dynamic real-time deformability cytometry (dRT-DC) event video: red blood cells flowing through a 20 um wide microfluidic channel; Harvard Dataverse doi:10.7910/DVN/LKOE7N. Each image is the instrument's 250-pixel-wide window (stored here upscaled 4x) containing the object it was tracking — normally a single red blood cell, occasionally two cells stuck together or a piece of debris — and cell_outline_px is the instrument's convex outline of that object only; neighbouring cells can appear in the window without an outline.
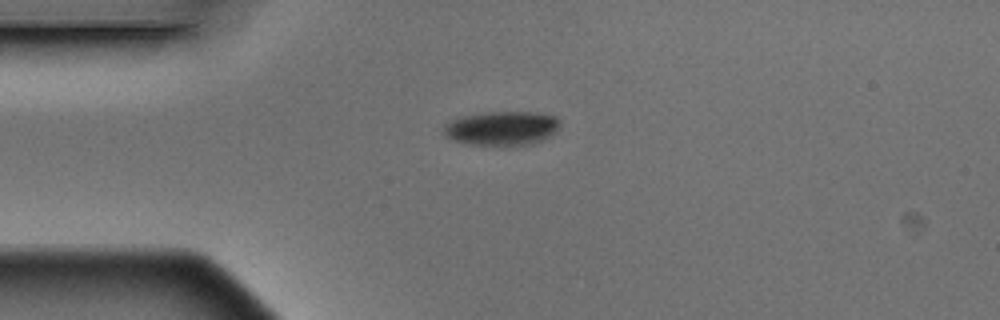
{"species": "Egyptian fruit bat (a non-hibernating species)", "species_latin": "Rousettus aegyptiacus", "temperature_condition": "warm", "stored_images_in_passage": 6, "camera_frame_rate_fps": 3000, "um_per_image_px": 0.085, "animal": {"sex": "male"}, "frame": {"image": 1, "passage_image": 1, "time_ms": 0.0, "image_size_px": [1000, 320], "cell_outline_px": [[560, 128], [552, 136], [532, 144], [468, 144], [456, 140], [448, 136], [444, 132], [444, 124], [452, 120], [464, 116], [484, 112], [532, 112], [556, 116], [560, 120]], "centroid_in_image_um": [42.73, 10.88], "position_along_channel_um": 42.3, "area_um2": 22.83}}
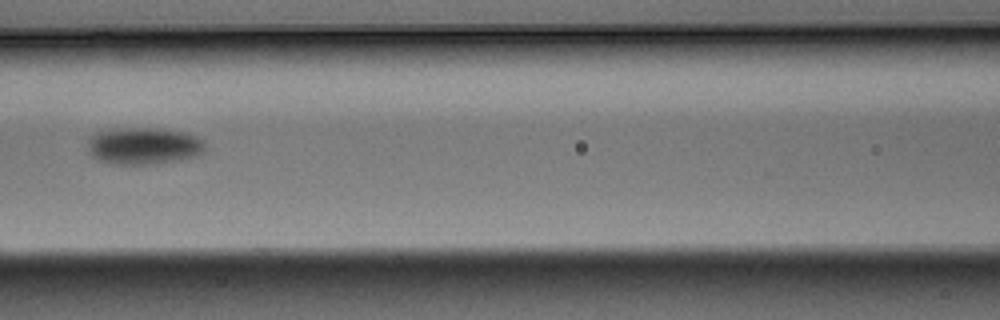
{"frame": {"image": 2, "passage_image": 4, "time_ms": 1.0, "image_size_px": [1000, 320], "cell_outline_px": [[204, 152], [196, 156], [172, 160], [144, 164], [112, 164], [96, 160], [88, 152], [88, 140], [96, 132], [132, 128], [160, 128], [184, 132], [196, 136], [204, 140]], "centroid_in_image_um": [12.19, 12.4], "position_along_channel_um": 154.4, "area_um2": 25.03}}
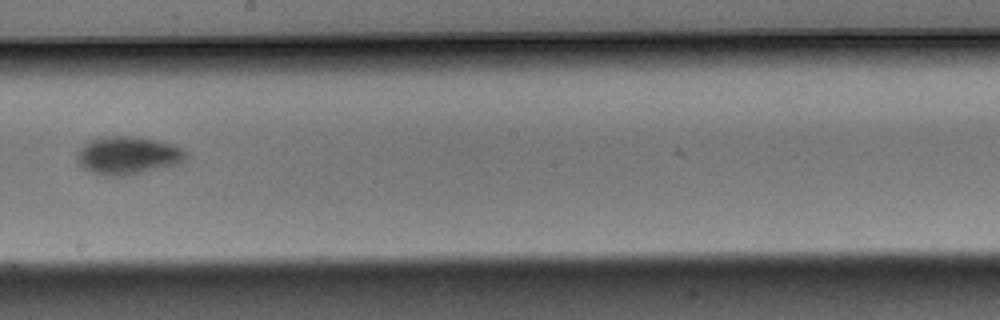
{"frame": {"image": 3, "passage_image": 6, "time_ms": 1.667, "image_size_px": [1000, 320], "cell_outline_px": [[188, 156], [184, 160], [176, 164], [124, 176], [108, 176], [92, 172], [76, 164], [76, 152], [84, 144], [92, 140], [108, 136], [140, 136], [172, 144], [188, 152]], "centroid_in_image_um": [10.84, 13.2], "position_along_channel_um": 237.4, "area_um2": 24.04}}